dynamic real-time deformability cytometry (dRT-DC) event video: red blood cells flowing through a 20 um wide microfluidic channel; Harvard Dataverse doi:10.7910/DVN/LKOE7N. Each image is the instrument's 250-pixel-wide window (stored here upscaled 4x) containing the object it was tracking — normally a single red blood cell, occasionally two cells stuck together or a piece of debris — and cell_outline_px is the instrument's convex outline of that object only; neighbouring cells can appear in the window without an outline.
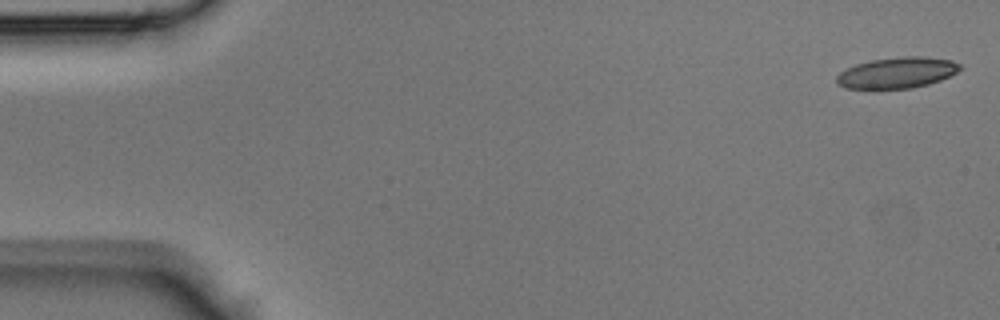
{"species": "Egyptian fruit bat (a non-hibernating species)", "species_latin": "Rousettus aegyptiacus", "temperature_condition": "room temperature", "stored_images_in_passage": 43, "camera_frame_rate_fps": 3000, "um_per_image_px": 0.085, "animal": {"sex": "male"}, "frame": {"image": 1, "passage_image": 1, "time_ms": 0.0, "image_size_px": [1000, 320], "cell_outline_px": [[960, 68], [956, 72], [940, 80], [928, 84], [912, 88], [844, 88], [836, 84], [836, 76], [844, 68], [856, 64], [872, 60], [904, 56], [924, 56], [952, 60], [960, 64]], "centroid_in_image_um": [76.21, 6.17], "position_along_channel_um": 8.8, "area_um2": 22.2}}
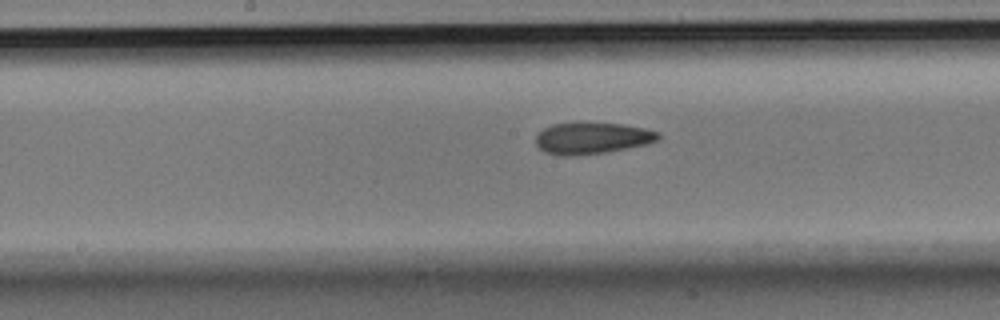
{"frame": {"image": 2, "passage_image": 22, "time_ms": 7.0, "image_size_px": [1000, 320], "cell_outline_px": [[660, 136], [656, 140], [648, 144], [628, 148], [604, 152], [568, 156], [560, 156], [544, 152], [536, 144], [536, 136], [544, 128], [552, 124], [624, 124], [644, 128], [660, 132]], "centroid_in_image_um": [50.33, 11.76], "position_along_channel_um": 197.9, "area_um2": 22.08}}
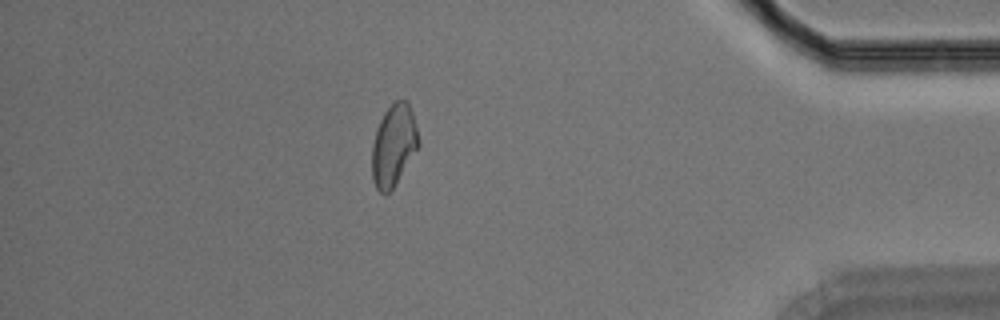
{"frame": {"image": 3, "passage_image": 38, "time_ms": 12.333, "image_size_px": [1000, 320], "cell_outline_px": [[420, 144], [392, 188], [384, 196], [376, 188], [372, 180], [372, 144], [376, 128], [384, 112], [396, 100], [408, 100], [412, 112]], "centroid_in_image_um": [33.43, 12.34], "position_along_channel_um": 401.8, "area_um2": 21.91}}